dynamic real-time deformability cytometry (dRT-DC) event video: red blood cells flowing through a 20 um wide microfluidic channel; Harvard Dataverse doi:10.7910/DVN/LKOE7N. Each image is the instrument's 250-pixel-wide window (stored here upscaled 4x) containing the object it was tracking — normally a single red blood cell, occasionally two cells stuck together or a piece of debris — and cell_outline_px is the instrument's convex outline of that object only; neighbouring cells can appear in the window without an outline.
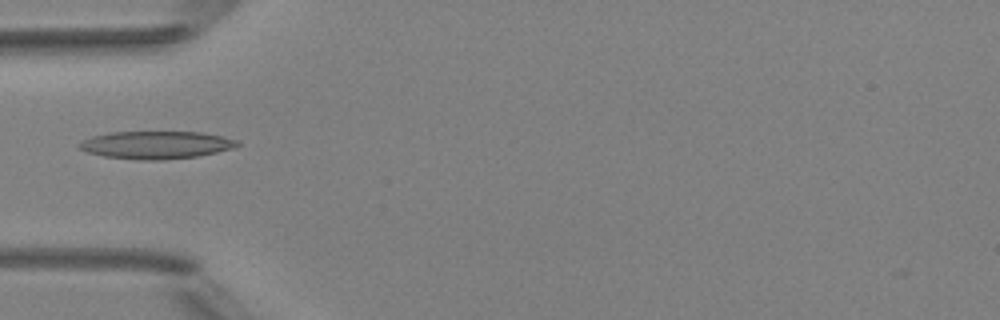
{"species": "Egyptian fruit bat (a non-hibernating species)", "species_latin": "Rousettus aegyptiacus", "temperature_condition": "room temperature", "stored_images_in_passage": 5, "camera_frame_rate_fps": 3000, "um_per_image_px": 0.085, "animal": {"sex": "female"}, "frame": {"image": 1, "passage_image": 5, "time_ms": 4.667, "image_size_px": [1000, 320], "cell_outline_px": [[240, 144], [232, 148], [216, 152], [196, 156], [164, 160], [140, 160], [104, 156], [88, 152], [80, 148], [80, 144], [84, 140], [92, 136], [108, 132], [204, 132], [240, 140]], "centroid_in_image_um": [13.31, 12.31], "position_along_channel_um": 71.7, "area_um2": 25.37}}